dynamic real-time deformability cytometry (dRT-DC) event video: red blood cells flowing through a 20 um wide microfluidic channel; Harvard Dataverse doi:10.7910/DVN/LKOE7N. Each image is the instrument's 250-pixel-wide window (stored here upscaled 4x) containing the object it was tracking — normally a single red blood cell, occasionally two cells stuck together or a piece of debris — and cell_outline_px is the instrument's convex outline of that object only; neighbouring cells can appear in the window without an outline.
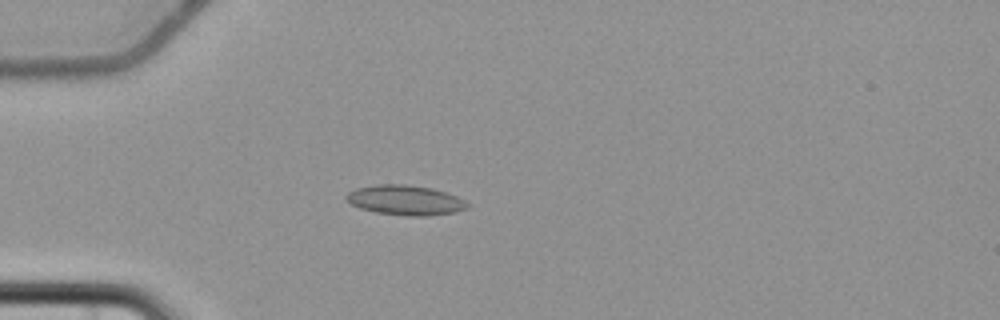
{"species": "common noctule bat (a hibernating species)", "species_latin": "Nyctalus noctula", "temperature_condition": "cold", "stored_images_in_passage": 5, "camera_frame_rate_fps": 3000, "um_per_image_px": 0.085, "animal": {"sex": "female", "body_mass_g": 22.7, "forearm_length_mm": 54.2}, "frame": {"image": 1, "passage_image": 5, "time_ms": 5.667, "image_size_px": [1000, 320], "cell_outline_px": [[468, 208], [456, 212], [428, 216], [408, 216], [376, 212], [360, 208], [352, 204], [344, 196], [348, 192], [356, 188], [376, 184], [404, 184], [432, 188], [448, 192], [464, 200], [468, 204]], "centroid_in_image_um": [34.47, 17.01], "position_along_channel_um": 50.5, "area_um2": 21.15}}